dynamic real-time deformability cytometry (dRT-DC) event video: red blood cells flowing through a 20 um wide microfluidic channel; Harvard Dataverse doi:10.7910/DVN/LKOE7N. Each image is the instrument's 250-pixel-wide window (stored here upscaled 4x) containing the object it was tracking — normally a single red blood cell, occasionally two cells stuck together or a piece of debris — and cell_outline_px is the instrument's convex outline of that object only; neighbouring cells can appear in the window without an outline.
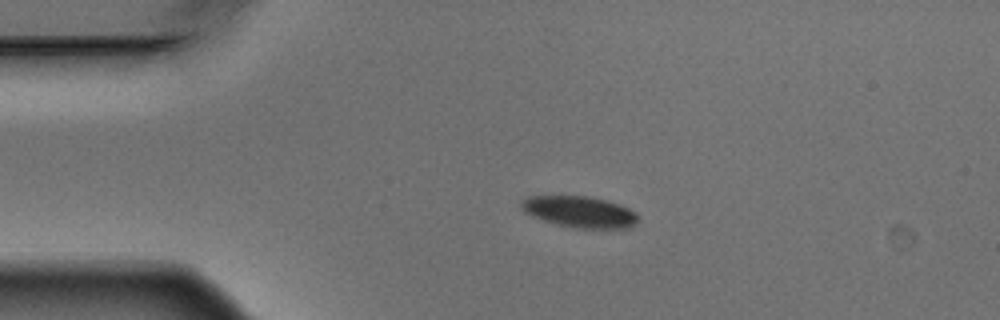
{"species": "Egyptian fruit bat (a non-hibernating species)", "species_latin": "Rousettus aegyptiacus", "temperature_condition": "warm", "stored_images_in_passage": 2, "camera_frame_rate_fps": 3000, "um_per_image_px": 0.085, "animal": {"sex": "male"}, "frame": {"image": 1, "passage_image": 1, "time_ms": 0.0, "image_size_px": [1000, 320], "cell_outline_px": [[636, 224], [632, 228], [576, 228], [556, 224], [544, 220], [524, 212], [520, 204], [528, 196], [588, 196], [604, 200], [628, 208], [636, 212]], "centroid_in_image_um": [49.27, 18.01], "position_along_channel_um": 35.7, "area_um2": 20.98}}